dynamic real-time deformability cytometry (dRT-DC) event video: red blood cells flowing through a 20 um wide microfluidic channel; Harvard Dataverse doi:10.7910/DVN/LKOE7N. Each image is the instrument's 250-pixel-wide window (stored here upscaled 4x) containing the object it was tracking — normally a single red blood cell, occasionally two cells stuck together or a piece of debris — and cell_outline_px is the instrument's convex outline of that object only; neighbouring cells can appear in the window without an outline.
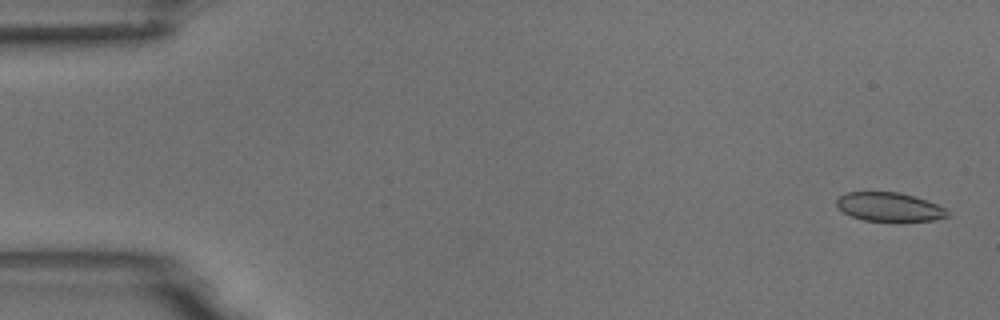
{"species": "common noctule bat (a hibernating species)", "species_latin": "Nyctalus noctula", "temperature_condition": "room temperature", "stored_images_in_passage": 5, "camera_frame_rate_fps": 3000, "um_per_image_px": 0.085, "animal": {"sex": "male", "body_mass_g": 18.8}, "frame": {"image": 1, "passage_image": 1, "time_ms": 0.0, "image_size_px": [1000, 320], "cell_outline_px": [[948, 216], [932, 220], [900, 224], [892, 224], [864, 220], [852, 216], [844, 212], [836, 204], [836, 200], [844, 192], [900, 192], [936, 204], [944, 208], [948, 212]], "centroid_in_image_um": [75.59, 17.64], "position_along_channel_um": 9.4, "area_um2": 19.19}}
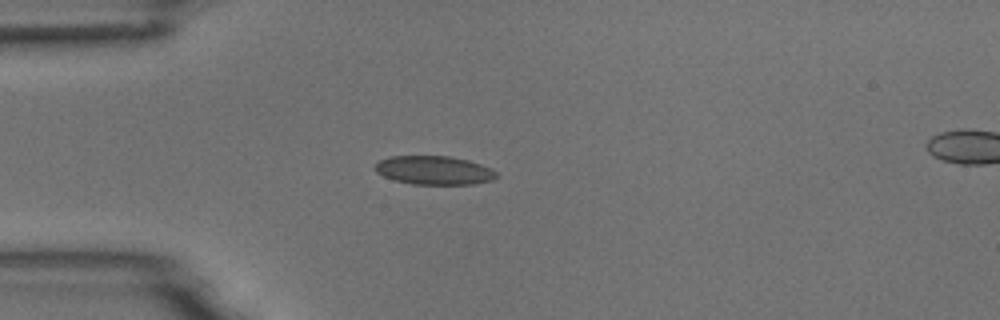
{"frame": {"image": 2, "passage_image": 4, "time_ms": 1.0, "image_size_px": [1000, 320], "cell_outline_px": [[500, 176], [492, 180], [476, 184], [412, 184], [396, 180], [384, 176], [376, 172], [372, 168], [380, 160], [392, 156], [448, 156], [468, 160], [492, 168]], "centroid_in_image_um": [36.92, 14.47], "position_along_channel_um": 48.1, "area_um2": 20.35}}